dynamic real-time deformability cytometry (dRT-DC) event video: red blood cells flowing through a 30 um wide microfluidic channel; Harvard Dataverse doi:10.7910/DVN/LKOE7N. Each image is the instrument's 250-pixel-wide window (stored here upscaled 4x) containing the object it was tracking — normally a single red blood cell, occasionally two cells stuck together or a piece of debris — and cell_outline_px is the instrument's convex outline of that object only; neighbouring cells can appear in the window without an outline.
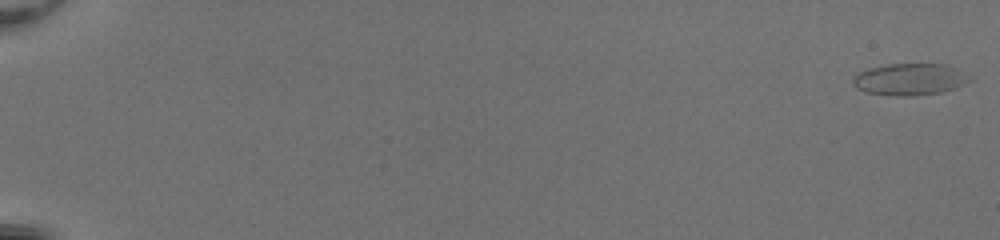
{"species": "common noctule bat (a hibernating species)", "species_latin": "Nyctalus noctula", "temperature_condition": "room temperature", "stored_images_in_passage": 53, "camera_frame_rate_fps": 3000, "um_per_image_px": 0.085, "animal": {"sex": "female", "body_mass_g": 20.0, "forearm_length_mm": 54.0}, "frame": {"image": 1, "passage_image": 1, "time_ms": 0.0, "image_size_px": [1000, 240], "cell_outline_px": [[972, 80], [964, 84], [940, 92], [912, 96], [888, 96], [864, 92], [856, 88], [852, 84], [852, 76], [868, 68], [888, 64], [948, 64], [972, 76]], "centroid_in_image_um": [77.3, 6.74], "position_along_channel_um": 7.7, "area_um2": 21.91}}
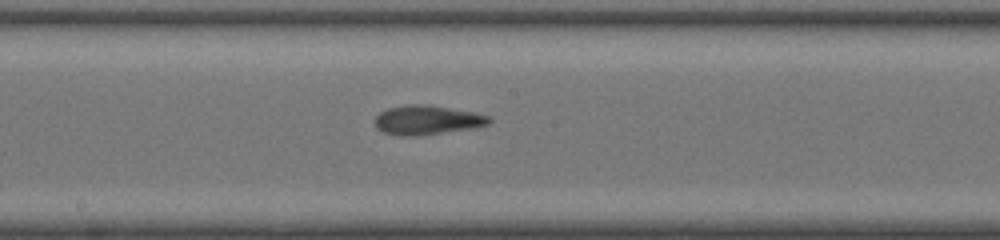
{"frame": {"image": 2, "passage_image": 32, "time_ms": 10.333, "image_size_px": [1000, 240], "cell_outline_px": [[492, 120], [488, 124], [476, 128], [416, 136], [400, 136], [384, 132], [376, 128], [376, 116], [380, 112], [388, 108], [404, 104], [428, 104], [472, 112], [492, 116]], "centroid_in_image_um": [36.33, 10.2], "position_along_channel_um": 211.9, "area_um2": 19.65}}
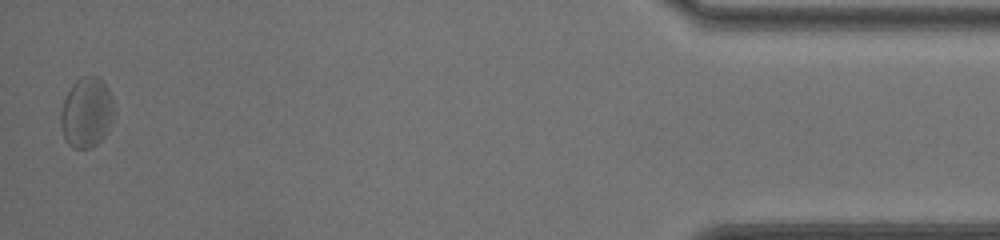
{"frame": {"image": 3, "passage_image": 53, "time_ms": 17.333, "image_size_px": [1000, 240], "cell_outline_px": [[116, 112], [108, 132], [92, 148], [72, 148], [68, 144], [64, 136], [60, 124], [60, 112], [64, 100], [72, 84], [76, 80], [84, 76], [96, 76], [104, 80], [112, 96], [116, 108]], "centroid_in_image_um": [7.4, 9.56], "position_along_channel_um": 427.8, "area_um2": 22.25}, "authors_computed_cell_mechanics": {"area_um2": 19.9988, "velocity_mm_per_s": 4.1188, "shape_relaxation_time_tau1_ms": null, "shape_relaxation_time_tau2_ms": 2.9014, "deformation_change_tau1": null, "deformation_change_tau2": 0.1161}}